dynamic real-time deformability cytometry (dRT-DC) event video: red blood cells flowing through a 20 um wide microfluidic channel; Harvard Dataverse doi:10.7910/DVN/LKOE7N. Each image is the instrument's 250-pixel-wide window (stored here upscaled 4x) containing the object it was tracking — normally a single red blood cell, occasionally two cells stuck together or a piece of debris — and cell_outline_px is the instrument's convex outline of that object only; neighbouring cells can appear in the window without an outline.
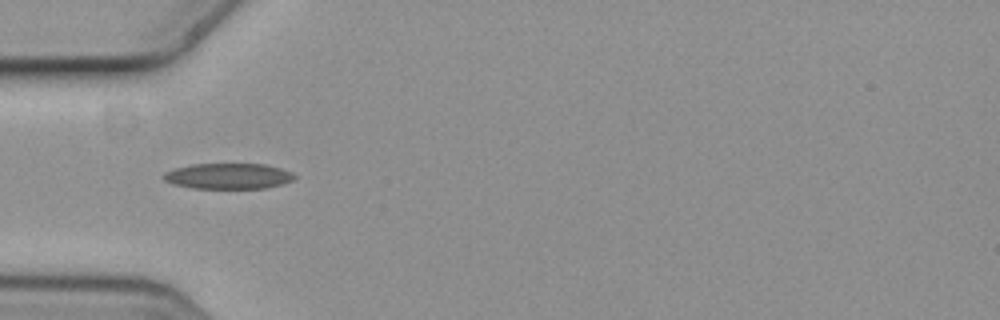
{"species": "common noctule bat (a hibernating species)", "species_latin": "Nyctalus noctula", "temperature_condition": "cold", "stored_images_in_passage": 14, "camera_frame_rate_fps": 3000, "um_per_image_px": 0.085, "animal": {"sex": "female", "body_mass_g": 19.3, "forearm_length_mm": 54.1}, "frame": {"image": 1, "passage_image": 4, "time_ms": 1.0, "image_size_px": [1000, 320], "cell_outline_px": [[296, 176], [292, 180], [280, 184], [264, 188], [192, 188], [172, 184], [164, 180], [160, 176], [164, 172], [172, 168], [192, 164], [264, 164], [280, 168], [292, 172]], "centroid_in_image_um": [19.33, 14.96], "position_along_channel_um": 65.7, "area_um2": 19.65}}
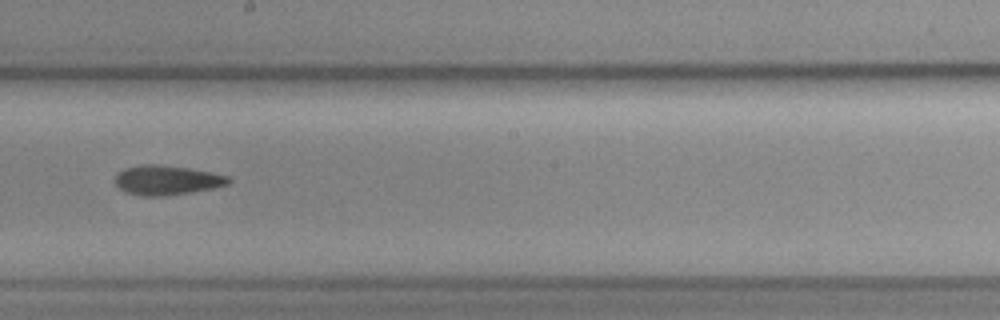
{"frame": {"image": 2, "passage_image": 8, "time_ms": 2.333, "image_size_px": [1000, 320], "cell_outline_px": [[232, 180], [228, 184], [212, 188], [192, 192], [164, 196], [140, 196], [124, 192], [116, 184], [116, 172], [124, 168], [140, 164], [156, 164], [188, 168], [228, 176]], "centroid_in_image_um": [14.13, 15.31], "position_along_channel_um": 234.1, "area_um2": 19.54}}
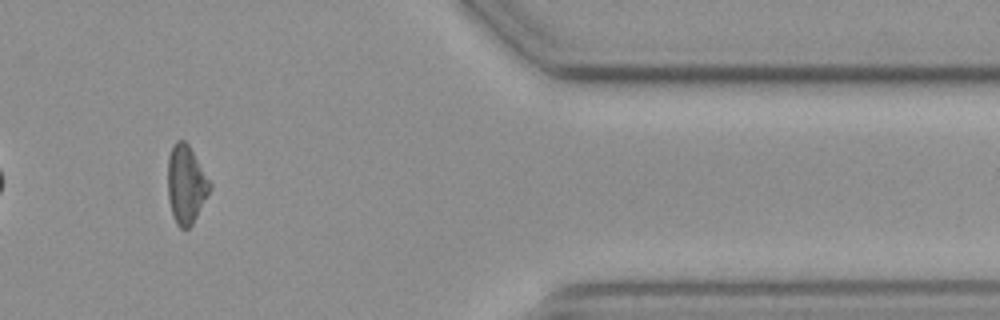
{"frame": {"image": 3, "passage_image": 12, "time_ms": 3.667, "image_size_px": [1000, 320], "cell_outline_px": [[212, 188], [192, 224], [188, 228], [180, 228], [176, 224], [172, 212], [168, 196], [168, 156], [172, 144], [176, 140], [184, 140], [188, 144], [212, 184]], "centroid_in_image_um": [15.81, 15.65], "position_along_channel_um": 395.6, "area_um2": 19.13}}